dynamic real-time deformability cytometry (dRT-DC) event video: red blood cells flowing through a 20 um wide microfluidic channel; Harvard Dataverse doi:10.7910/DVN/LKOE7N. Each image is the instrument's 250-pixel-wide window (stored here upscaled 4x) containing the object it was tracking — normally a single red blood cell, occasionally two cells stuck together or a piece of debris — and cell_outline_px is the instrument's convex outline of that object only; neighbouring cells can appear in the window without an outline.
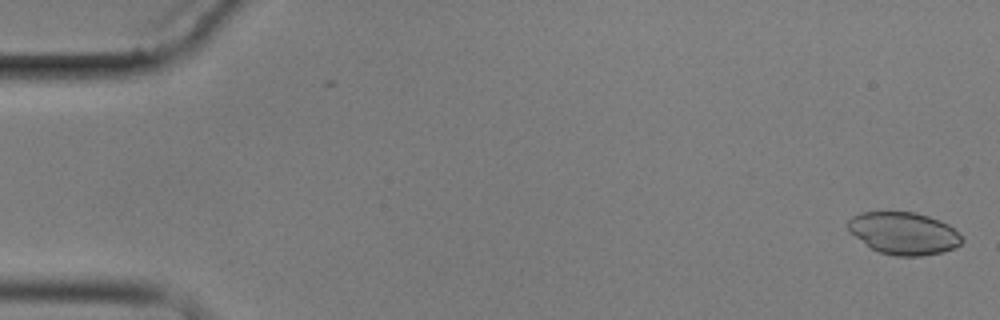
{"species": "common noctule bat (a hibernating species)", "species_latin": "Nyctalus noctula", "temperature_condition": "cold", "stored_images_in_passage": 6, "camera_frame_rate_fps": 3000, "um_per_image_px": 0.085, "animal": {"sex": "male", "body_mass_g": 17.9}, "frame": {"image": 1, "passage_image": 1, "time_ms": 0.0, "image_size_px": [1000, 320], "cell_outline_px": [[964, 240], [956, 248], [944, 252], [920, 256], [896, 256], [880, 252], [872, 248], [848, 232], [848, 220], [852, 216], [860, 212], [916, 212], [940, 220], [948, 224], [964, 236]], "centroid_in_image_um": [76.85, 19.83], "position_along_channel_um": 8.1, "area_um2": 28.32}}
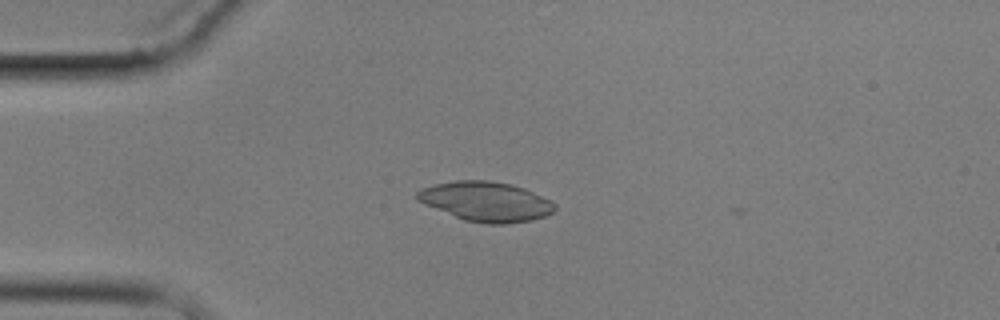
{"frame": {"image": 2, "passage_image": 4, "time_ms": 4.333, "image_size_px": [1000, 320], "cell_outline_px": [[556, 208], [552, 212], [544, 216], [532, 220], [504, 224], [484, 224], [464, 220], [424, 204], [416, 200], [416, 192], [420, 188], [436, 184], [456, 180], [488, 180], [512, 184], [524, 188], [552, 200], [556, 204]], "centroid_in_image_um": [41.3, 17.12], "position_along_channel_um": 43.7, "area_um2": 31.96}}